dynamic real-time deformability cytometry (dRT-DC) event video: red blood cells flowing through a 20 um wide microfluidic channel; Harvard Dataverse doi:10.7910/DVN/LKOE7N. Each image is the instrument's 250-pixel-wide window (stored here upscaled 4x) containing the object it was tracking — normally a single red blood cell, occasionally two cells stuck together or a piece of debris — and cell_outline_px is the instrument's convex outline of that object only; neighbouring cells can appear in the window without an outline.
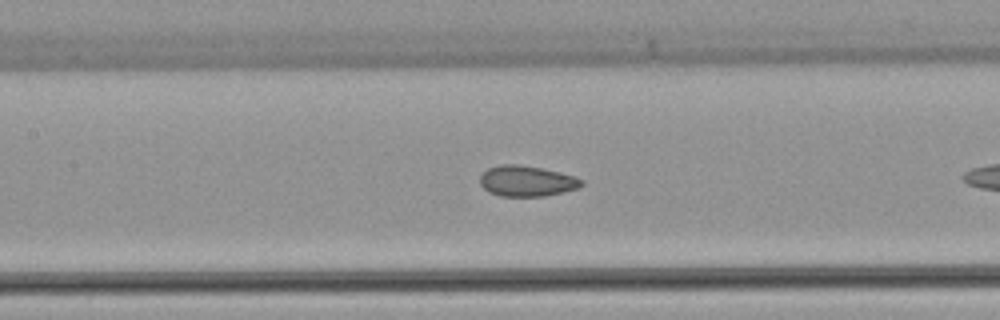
{"species": "common noctule bat (a hibernating species)", "species_latin": "Nyctalus noctula", "temperature_condition": "warm", "stored_images_in_passage": 12, "camera_frame_rate_fps": 3000, "um_per_image_px": 0.085, "animal": {"sex": "female", "body_mass_g": 22.7, "forearm_length_mm": 54.2}, "frame": {"image": 1, "passage_image": 10, "time_ms": 3.0, "image_size_px": [1000, 320], "cell_outline_px": [[584, 184], [580, 188], [544, 196], [500, 196], [488, 192], [480, 184], [480, 176], [488, 168], [500, 164], [516, 164], [540, 168], [560, 172], [576, 176], [584, 180]], "centroid_in_image_um": [44.8, 15.39], "position_along_channel_um": 162.6, "area_um2": 18.26}}